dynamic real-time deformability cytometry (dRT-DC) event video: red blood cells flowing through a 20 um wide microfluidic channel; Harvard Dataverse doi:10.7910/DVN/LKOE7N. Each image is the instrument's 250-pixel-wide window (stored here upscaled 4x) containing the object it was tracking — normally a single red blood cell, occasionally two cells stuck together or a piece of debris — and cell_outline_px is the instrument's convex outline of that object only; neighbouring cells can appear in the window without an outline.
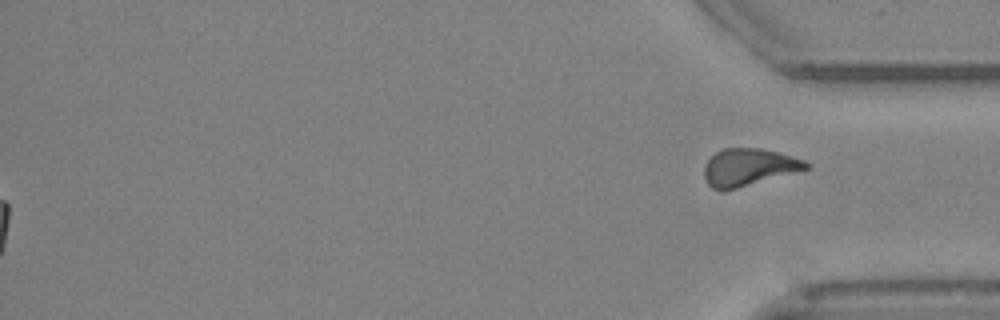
{"species": "Egyptian fruit bat (a non-hibernating species)", "species_latin": "Rousettus aegyptiacus", "temperature_condition": "cold", "stored_images_in_passage": 42, "segment_of_instrument_passage": [2, 2], "camera_frame_rate_fps": 3000, "um_per_image_px": 0.085, "animal": {"sex": "female"}, "frame": {"image": 1, "passage_image": 42, "time_ms": 13.667, "image_size_px": [1000, 320], "cell_outline_px": [[808, 168], [724, 192], [720, 192], [712, 188], [708, 184], [704, 176], [704, 168], [708, 160], [716, 152], [724, 148], [760, 148], [776, 152], [804, 160], [808, 164]], "centroid_in_image_um": [63.56, 14.23], "position_along_channel_um": 371.6, "area_um2": 21.85}}